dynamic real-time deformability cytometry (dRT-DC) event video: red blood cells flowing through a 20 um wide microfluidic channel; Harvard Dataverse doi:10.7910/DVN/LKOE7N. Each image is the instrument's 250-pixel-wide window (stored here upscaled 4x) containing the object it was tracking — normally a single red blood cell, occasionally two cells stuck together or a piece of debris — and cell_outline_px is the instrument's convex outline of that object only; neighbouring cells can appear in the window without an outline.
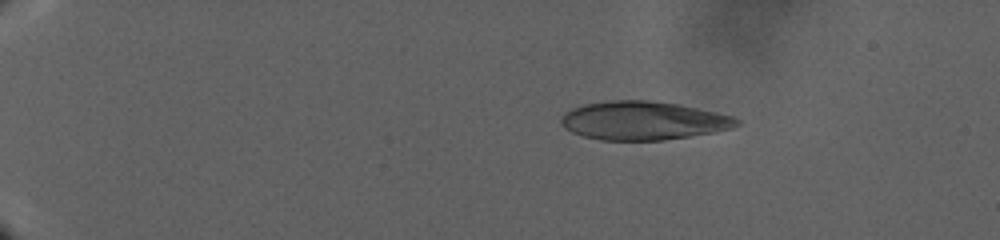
{"species": "human", "species_latin": "Homo sapiens", "temperature_condition": "warm", "stored_images_in_passage": 94, "camera_frame_rate_fps": 3000, "um_per_image_px": 0.085, "donor": {"sex": "male"}, "frame": {"image": 1, "passage_image": 14, "time_ms": 8.333, "image_size_px": [1000, 240], "cell_outline_px": [[740, 124], [732, 128], [712, 132], [664, 140], [600, 140], [584, 136], [572, 132], [564, 128], [560, 124], [560, 116], [564, 112], [572, 108], [584, 104], [612, 100], [648, 100], [680, 104], [716, 112], [732, 116], [740, 120]], "centroid_in_image_um": [54.64, 10.24], "position_along_channel_um": 30.4, "area_um2": 39.54}}
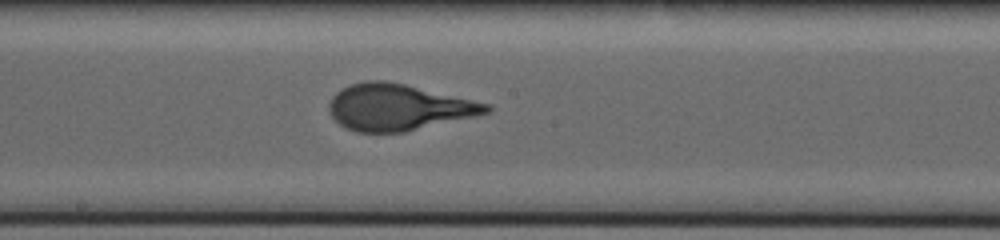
{"frame": {"image": 2, "passage_image": 57, "time_ms": 25.667, "image_size_px": [1000, 240], "cell_outline_px": [[492, 108], [488, 112], [472, 116], [404, 132], [356, 132], [340, 124], [328, 112], [328, 104], [332, 96], [340, 88], [364, 80], [384, 80], [404, 84], [492, 104]], "centroid_in_image_um": [33.81, 9.1], "position_along_channel_um": 214.4, "area_um2": 42.14}}
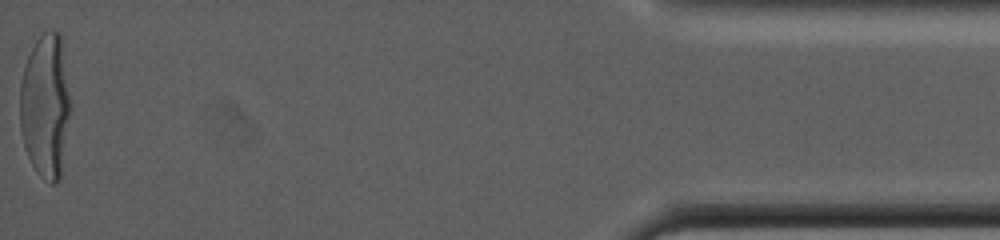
{"frame": {"image": 3, "passage_image": 94, "time_ms": 42.0, "image_size_px": [1000, 240], "cell_outline_px": [[72, 104], [60, 176], [56, 184], [52, 184], [44, 180], [36, 172], [28, 156], [20, 132], [20, 84], [24, 64], [36, 40], [44, 32], [60, 32]], "centroid_in_image_um": [3.87, 9.01], "position_along_channel_um": 431.3, "area_um2": 42.83}}